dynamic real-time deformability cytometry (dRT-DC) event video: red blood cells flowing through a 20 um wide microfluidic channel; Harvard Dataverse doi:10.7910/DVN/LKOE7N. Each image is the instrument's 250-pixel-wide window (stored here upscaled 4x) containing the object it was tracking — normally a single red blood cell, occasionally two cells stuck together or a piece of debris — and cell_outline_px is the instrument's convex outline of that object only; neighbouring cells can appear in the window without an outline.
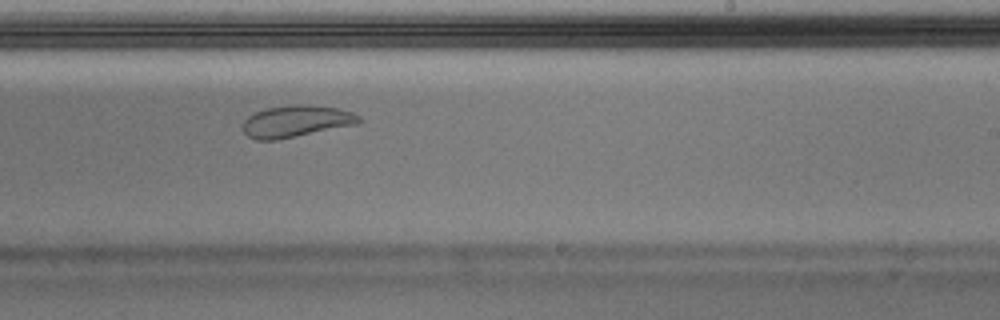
{"species": "Egyptian fruit bat (a non-hibernating species)", "species_latin": "Rousettus aegyptiacus", "temperature_condition": "warm", "stored_images_in_passage": 46, "camera_frame_rate_fps": 3000, "um_per_image_px": 0.085, "animal": {"sex": "male"}, "frame": {"image": 1, "passage_image": 27, "time_ms": 8.667, "image_size_px": [1000, 320], "cell_outline_px": [[360, 120], [356, 124], [276, 140], [256, 140], [248, 136], [244, 132], [244, 120], [248, 116], [264, 108], [292, 104], [308, 104], [340, 108], [352, 112], [360, 116]], "centroid_in_image_um": [25.16, 10.29], "position_along_channel_um": 263.8, "area_um2": 21.44}}
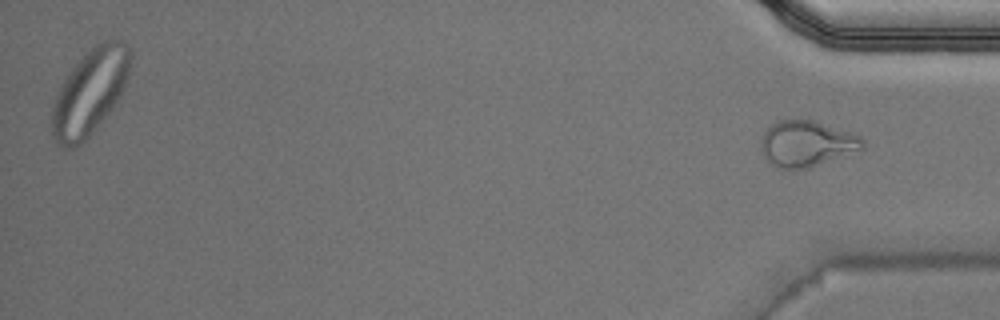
{"frame": {"image": 2, "passage_image": 46, "time_ms": 15.0, "image_size_px": [1000, 320], "cell_outline_px": [[864, 148], [804, 168], [776, 168], [764, 156], [760, 148], [760, 140], [764, 132], [772, 124], [780, 120], [792, 116], [812, 120], [852, 132], [860, 136], [864, 140]], "centroid_in_image_um": [68.52, 12.15], "position_along_channel_um": 366.7, "area_um2": 27.11}, "authors_computed_cell_mechanics": {"area_um2": 23.2934, "velocity_mm_per_s": 3.9954, "shape_relaxation_time_tau1_ms": 5.9975, "shape_relaxation_time_tau2_ms": 0.9778, "deformation_change_tau1": 0.219, "deformation_change_tau2": 0.0735}}